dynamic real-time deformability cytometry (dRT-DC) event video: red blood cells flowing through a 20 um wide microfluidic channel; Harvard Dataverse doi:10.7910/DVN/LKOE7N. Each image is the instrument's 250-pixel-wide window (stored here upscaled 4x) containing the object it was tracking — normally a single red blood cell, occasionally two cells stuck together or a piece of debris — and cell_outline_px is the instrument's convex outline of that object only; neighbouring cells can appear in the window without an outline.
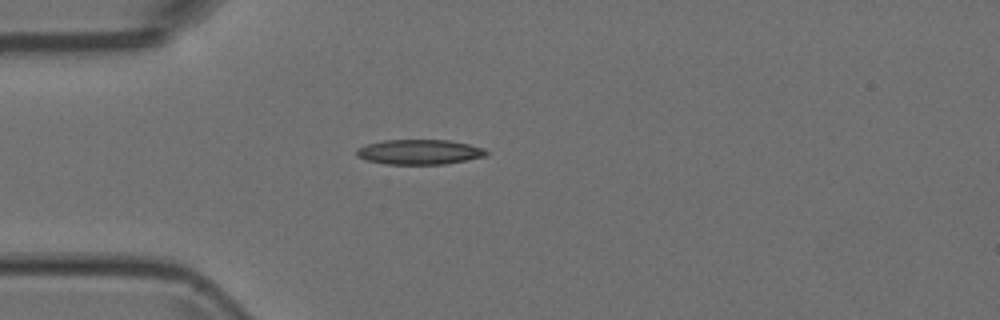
{"species": "Egyptian fruit bat (a non-hibernating species)", "species_latin": "Rousettus aegyptiacus", "temperature_condition": "room temperature", "stored_images_in_passage": 2, "camera_frame_rate_fps": 3000, "um_per_image_px": 0.085, "animal": {"sex": "female"}, "frame": {"image": 1, "passage_image": 2, "time_ms": 0.333, "image_size_px": [1000, 320], "cell_outline_px": [[488, 152], [484, 156], [444, 164], [388, 164], [364, 160], [356, 156], [356, 148], [368, 144], [384, 140], [448, 140], [468, 144], [484, 148]], "centroid_in_image_um": [35.59, 12.91], "position_along_channel_um": 49.4, "area_um2": 18.73}}